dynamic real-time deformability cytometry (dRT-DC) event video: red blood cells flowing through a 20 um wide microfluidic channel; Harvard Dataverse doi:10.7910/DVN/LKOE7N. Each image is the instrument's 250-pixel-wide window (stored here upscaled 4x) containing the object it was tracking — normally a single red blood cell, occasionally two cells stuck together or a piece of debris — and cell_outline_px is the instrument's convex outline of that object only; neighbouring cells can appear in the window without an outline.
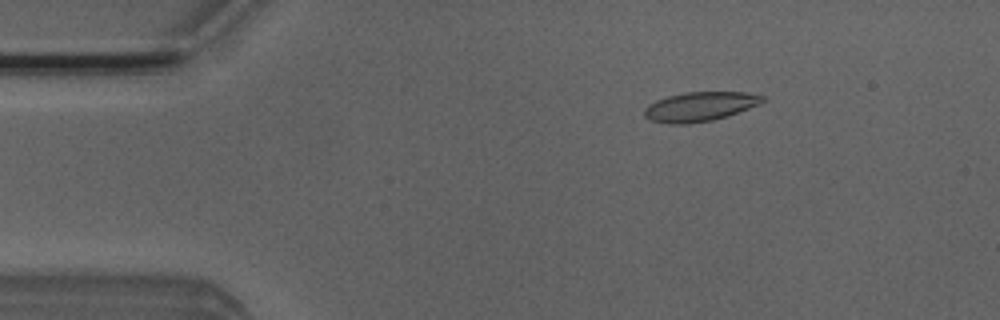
{"species": "Egyptian fruit bat (a non-hibernating species)", "species_latin": "Rousettus aegyptiacus", "temperature_condition": "room temperature", "stored_images_in_passage": 52, "camera_frame_rate_fps": 3000, "um_per_image_px": 0.085, "animal": {"sex": "male"}, "frame": {"image": 1, "passage_image": 8, "time_ms": 2.333, "image_size_px": [1000, 320], "cell_outline_px": [[764, 100], [760, 104], [728, 116], [712, 120], [688, 124], [668, 124], [648, 120], [644, 116], [644, 108], [648, 104], [656, 100], [668, 96], [688, 92], [744, 92], [764, 96]], "centroid_in_image_um": [59.45, 9.07], "position_along_channel_um": 25.5, "area_um2": 20.29}}
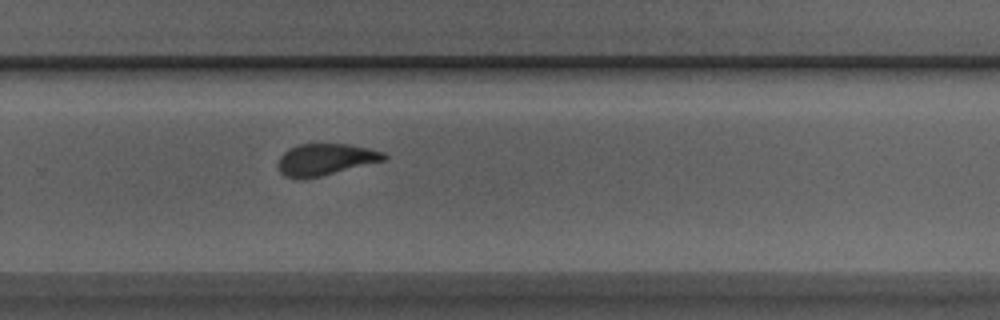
{"frame": {"image": 2, "passage_image": 34, "time_ms": 11.0, "image_size_px": [1000, 320], "cell_outline_px": [[388, 160], [320, 176], [300, 180], [284, 176], [280, 172], [276, 164], [280, 156], [288, 148], [300, 144], [348, 144], [368, 148], [384, 152], [388, 156]], "centroid_in_image_um": [27.65, 13.56], "position_along_channel_um": 302.1, "area_um2": 19.83}}
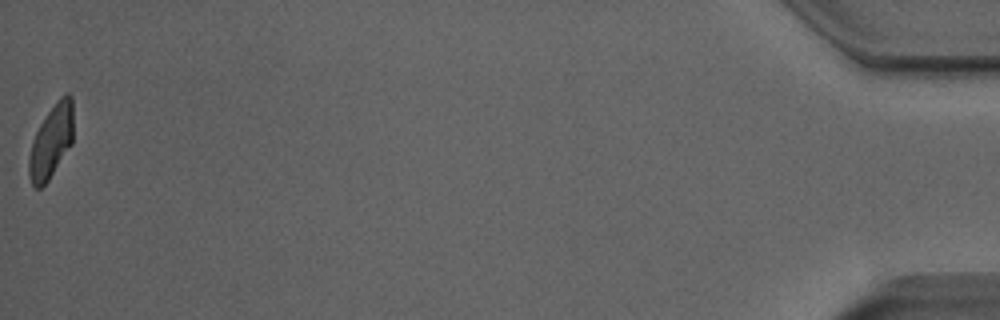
{"frame": {"image": 3, "passage_image": 52, "time_ms": 17.0, "image_size_px": [1000, 320], "cell_outline_px": [[72, 144], [48, 180], [40, 188], [36, 188], [32, 184], [28, 176], [28, 160], [32, 140], [40, 124], [56, 100], [64, 92], [68, 92], [72, 96]], "centroid_in_image_um": [4.34, 12.0], "position_along_channel_um": 430.9, "area_um2": 18.9}, "authors_computed_cell_mechanics": {"area_um2": 19.8543, "velocity_mm_per_s": 3.9124, "shape_relaxation_time_tau1_ms": 3.54, "shape_relaxation_time_tau2_ms": 1.3779, "deformation_change_tau1": 0.1554, "deformation_change_tau2": 0.0917}}